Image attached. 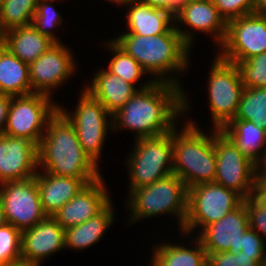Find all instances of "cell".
Here are the masks:
<instances>
[{
    "label": "cell",
    "instance_id": "cell-22",
    "mask_svg": "<svg viewBox=\"0 0 266 266\" xmlns=\"http://www.w3.org/2000/svg\"><path fill=\"white\" fill-rule=\"evenodd\" d=\"M127 6L125 21L128 31L122 34L160 35L174 25V16L165 10L153 8L140 0H134Z\"/></svg>",
    "mask_w": 266,
    "mask_h": 266
},
{
    "label": "cell",
    "instance_id": "cell-24",
    "mask_svg": "<svg viewBox=\"0 0 266 266\" xmlns=\"http://www.w3.org/2000/svg\"><path fill=\"white\" fill-rule=\"evenodd\" d=\"M2 45L26 63H31L55 44L49 37L40 34L33 25L18 27L1 35Z\"/></svg>",
    "mask_w": 266,
    "mask_h": 266
},
{
    "label": "cell",
    "instance_id": "cell-6",
    "mask_svg": "<svg viewBox=\"0 0 266 266\" xmlns=\"http://www.w3.org/2000/svg\"><path fill=\"white\" fill-rule=\"evenodd\" d=\"M127 156L128 193L173 174L172 130L157 137L139 138Z\"/></svg>",
    "mask_w": 266,
    "mask_h": 266
},
{
    "label": "cell",
    "instance_id": "cell-8",
    "mask_svg": "<svg viewBox=\"0 0 266 266\" xmlns=\"http://www.w3.org/2000/svg\"><path fill=\"white\" fill-rule=\"evenodd\" d=\"M242 202L243 198L235 191L215 182L190 187L187 217L181 233L190 237L191 232L199 227V232H195L197 236L206 226L219 221Z\"/></svg>",
    "mask_w": 266,
    "mask_h": 266
},
{
    "label": "cell",
    "instance_id": "cell-29",
    "mask_svg": "<svg viewBox=\"0 0 266 266\" xmlns=\"http://www.w3.org/2000/svg\"><path fill=\"white\" fill-rule=\"evenodd\" d=\"M106 49L110 50L113 54L110 60L107 70L122 78L126 82L134 85L136 87L139 83V79H143V75L148 74L144 71L141 65L129 54H127L123 49H121L112 39L104 42Z\"/></svg>",
    "mask_w": 266,
    "mask_h": 266
},
{
    "label": "cell",
    "instance_id": "cell-30",
    "mask_svg": "<svg viewBox=\"0 0 266 266\" xmlns=\"http://www.w3.org/2000/svg\"><path fill=\"white\" fill-rule=\"evenodd\" d=\"M233 119L250 121L266 130V88H244Z\"/></svg>",
    "mask_w": 266,
    "mask_h": 266
},
{
    "label": "cell",
    "instance_id": "cell-4",
    "mask_svg": "<svg viewBox=\"0 0 266 266\" xmlns=\"http://www.w3.org/2000/svg\"><path fill=\"white\" fill-rule=\"evenodd\" d=\"M184 124L183 128L176 125L172 129L173 174L180 177L188 189L197 184L214 182L216 153L213 130L208 135L191 120Z\"/></svg>",
    "mask_w": 266,
    "mask_h": 266
},
{
    "label": "cell",
    "instance_id": "cell-35",
    "mask_svg": "<svg viewBox=\"0 0 266 266\" xmlns=\"http://www.w3.org/2000/svg\"><path fill=\"white\" fill-rule=\"evenodd\" d=\"M243 202L247 210L250 228L263 238L266 236V203L253 195L243 199Z\"/></svg>",
    "mask_w": 266,
    "mask_h": 266
},
{
    "label": "cell",
    "instance_id": "cell-13",
    "mask_svg": "<svg viewBox=\"0 0 266 266\" xmlns=\"http://www.w3.org/2000/svg\"><path fill=\"white\" fill-rule=\"evenodd\" d=\"M0 200L6 222L20 231L35 226L47 217L35 176L27 180L1 183Z\"/></svg>",
    "mask_w": 266,
    "mask_h": 266
},
{
    "label": "cell",
    "instance_id": "cell-40",
    "mask_svg": "<svg viewBox=\"0 0 266 266\" xmlns=\"http://www.w3.org/2000/svg\"><path fill=\"white\" fill-rule=\"evenodd\" d=\"M10 101V95L0 93V135L3 134L5 128Z\"/></svg>",
    "mask_w": 266,
    "mask_h": 266
},
{
    "label": "cell",
    "instance_id": "cell-33",
    "mask_svg": "<svg viewBox=\"0 0 266 266\" xmlns=\"http://www.w3.org/2000/svg\"><path fill=\"white\" fill-rule=\"evenodd\" d=\"M22 231L12 224L0 226V265L21 260Z\"/></svg>",
    "mask_w": 266,
    "mask_h": 266
},
{
    "label": "cell",
    "instance_id": "cell-47",
    "mask_svg": "<svg viewBox=\"0 0 266 266\" xmlns=\"http://www.w3.org/2000/svg\"><path fill=\"white\" fill-rule=\"evenodd\" d=\"M2 3H3V0H0V9H1Z\"/></svg>",
    "mask_w": 266,
    "mask_h": 266
},
{
    "label": "cell",
    "instance_id": "cell-45",
    "mask_svg": "<svg viewBox=\"0 0 266 266\" xmlns=\"http://www.w3.org/2000/svg\"><path fill=\"white\" fill-rule=\"evenodd\" d=\"M260 266H266V250H264L263 257L261 258L260 261Z\"/></svg>",
    "mask_w": 266,
    "mask_h": 266
},
{
    "label": "cell",
    "instance_id": "cell-20",
    "mask_svg": "<svg viewBox=\"0 0 266 266\" xmlns=\"http://www.w3.org/2000/svg\"><path fill=\"white\" fill-rule=\"evenodd\" d=\"M140 84L141 87L126 82L122 78L110 73L107 69H100L95 73L91 84L84 85L92 97L99 100L107 111L113 115L138 91L149 87L154 80L148 79Z\"/></svg>",
    "mask_w": 266,
    "mask_h": 266
},
{
    "label": "cell",
    "instance_id": "cell-19",
    "mask_svg": "<svg viewBox=\"0 0 266 266\" xmlns=\"http://www.w3.org/2000/svg\"><path fill=\"white\" fill-rule=\"evenodd\" d=\"M190 27V30L210 34L219 48L224 42L227 32V22L220 15L213 0L189 2L180 5L174 16V24ZM182 23V24H181ZM192 28V29H191Z\"/></svg>",
    "mask_w": 266,
    "mask_h": 266
},
{
    "label": "cell",
    "instance_id": "cell-7",
    "mask_svg": "<svg viewBox=\"0 0 266 266\" xmlns=\"http://www.w3.org/2000/svg\"><path fill=\"white\" fill-rule=\"evenodd\" d=\"M79 101L72 112L59 105V111L74 126L83 151L99 166L108 129L112 131V115L103 104L86 90L79 93Z\"/></svg>",
    "mask_w": 266,
    "mask_h": 266
},
{
    "label": "cell",
    "instance_id": "cell-10",
    "mask_svg": "<svg viewBox=\"0 0 266 266\" xmlns=\"http://www.w3.org/2000/svg\"><path fill=\"white\" fill-rule=\"evenodd\" d=\"M215 57L208 73L207 92L212 127L221 130L235 117L245 87L237 65Z\"/></svg>",
    "mask_w": 266,
    "mask_h": 266
},
{
    "label": "cell",
    "instance_id": "cell-31",
    "mask_svg": "<svg viewBox=\"0 0 266 266\" xmlns=\"http://www.w3.org/2000/svg\"><path fill=\"white\" fill-rule=\"evenodd\" d=\"M60 0H39L33 15L32 25L42 35L49 37L55 43L62 41L53 32V28L62 26L63 18L52 3ZM61 25V26H60ZM60 40V41H59Z\"/></svg>",
    "mask_w": 266,
    "mask_h": 266
},
{
    "label": "cell",
    "instance_id": "cell-26",
    "mask_svg": "<svg viewBox=\"0 0 266 266\" xmlns=\"http://www.w3.org/2000/svg\"><path fill=\"white\" fill-rule=\"evenodd\" d=\"M194 239V240H193ZM191 248L182 243L163 242L153 247L151 266H207L208 255L201 241L192 237ZM171 243V244H170Z\"/></svg>",
    "mask_w": 266,
    "mask_h": 266
},
{
    "label": "cell",
    "instance_id": "cell-1",
    "mask_svg": "<svg viewBox=\"0 0 266 266\" xmlns=\"http://www.w3.org/2000/svg\"><path fill=\"white\" fill-rule=\"evenodd\" d=\"M182 88L156 81L146 89L138 90L112 115V131L131 130L136 133L135 140L170 132L178 124L177 120L191 110Z\"/></svg>",
    "mask_w": 266,
    "mask_h": 266
},
{
    "label": "cell",
    "instance_id": "cell-41",
    "mask_svg": "<svg viewBox=\"0 0 266 266\" xmlns=\"http://www.w3.org/2000/svg\"><path fill=\"white\" fill-rule=\"evenodd\" d=\"M254 13L266 16V0H254Z\"/></svg>",
    "mask_w": 266,
    "mask_h": 266
},
{
    "label": "cell",
    "instance_id": "cell-46",
    "mask_svg": "<svg viewBox=\"0 0 266 266\" xmlns=\"http://www.w3.org/2000/svg\"><path fill=\"white\" fill-rule=\"evenodd\" d=\"M179 1H180V5H183L189 2L205 1V0H179Z\"/></svg>",
    "mask_w": 266,
    "mask_h": 266
},
{
    "label": "cell",
    "instance_id": "cell-11",
    "mask_svg": "<svg viewBox=\"0 0 266 266\" xmlns=\"http://www.w3.org/2000/svg\"><path fill=\"white\" fill-rule=\"evenodd\" d=\"M213 140L216 153L214 182L235 191L243 199L253 195L256 164L221 130L213 128Z\"/></svg>",
    "mask_w": 266,
    "mask_h": 266
},
{
    "label": "cell",
    "instance_id": "cell-3",
    "mask_svg": "<svg viewBox=\"0 0 266 266\" xmlns=\"http://www.w3.org/2000/svg\"><path fill=\"white\" fill-rule=\"evenodd\" d=\"M38 168L72 178L102 177L99 166L83 151L74 126L59 110L48 121L38 145Z\"/></svg>",
    "mask_w": 266,
    "mask_h": 266
},
{
    "label": "cell",
    "instance_id": "cell-37",
    "mask_svg": "<svg viewBox=\"0 0 266 266\" xmlns=\"http://www.w3.org/2000/svg\"><path fill=\"white\" fill-rule=\"evenodd\" d=\"M249 228L242 236L241 251L248 256H263L266 240ZM265 242V243H264Z\"/></svg>",
    "mask_w": 266,
    "mask_h": 266
},
{
    "label": "cell",
    "instance_id": "cell-42",
    "mask_svg": "<svg viewBox=\"0 0 266 266\" xmlns=\"http://www.w3.org/2000/svg\"><path fill=\"white\" fill-rule=\"evenodd\" d=\"M109 2H111V3H115V4H118L119 6L121 5H123L122 7H127V5L128 4H130L132 1H134V0H108Z\"/></svg>",
    "mask_w": 266,
    "mask_h": 266
},
{
    "label": "cell",
    "instance_id": "cell-12",
    "mask_svg": "<svg viewBox=\"0 0 266 266\" xmlns=\"http://www.w3.org/2000/svg\"><path fill=\"white\" fill-rule=\"evenodd\" d=\"M217 55L236 64L266 52V16L247 14L227 22V32Z\"/></svg>",
    "mask_w": 266,
    "mask_h": 266
},
{
    "label": "cell",
    "instance_id": "cell-28",
    "mask_svg": "<svg viewBox=\"0 0 266 266\" xmlns=\"http://www.w3.org/2000/svg\"><path fill=\"white\" fill-rule=\"evenodd\" d=\"M39 0H3L0 9V36L8 30L32 25Z\"/></svg>",
    "mask_w": 266,
    "mask_h": 266
},
{
    "label": "cell",
    "instance_id": "cell-16",
    "mask_svg": "<svg viewBox=\"0 0 266 266\" xmlns=\"http://www.w3.org/2000/svg\"><path fill=\"white\" fill-rule=\"evenodd\" d=\"M38 169V146L34 142L0 135V184L30 179Z\"/></svg>",
    "mask_w": 266,
    "mask_h": 266
},
{
    "label": "cell",
    "instance_id": "cell-25",
    "mask_svg": "<svg viewBox=\"0 0 266 266\" xmlns=\"http://www.w3.org/2000/svg\"><path fill=\"white\" fill-rule=\"evenodd\" d=\"M111 201L99 214L91 219L65 229V249L84 250L100 241L110 226L115 213Z\"/></svg>",
    "mask_w": 266,
    "mask_h": 266
},
{
    "label": "cell",
    "instance_id": "cell-14",
    "mask_svg": "<svg viewBox=\"0 0 266 266\" xmlns=\"http://www.w3.org/2000/svg\"><path fill=\"white\" fill-rule=\"evenodd\" d=\"M73 57L72 51L62 42L55 43L39 58L29 63L32 93L53 96V91L63 86L76 73L77 62Z\"/></svg>",
    "mask_w": 266,
    "mask_h": 266
},
{
    "label": "cell",
    "instance_id": "cell-17",
    "mask_svg": "<svg viewBox=\"0 0 266 266\" xmlns=\"http://www.w3.org/2000/svg\"><path fill=\"white\" fill-rule=\"evenodd\" d=\"M109 195L105 181L100 177L88 183L53 218L63 229L79 225L99 214L112 201Z\"/></svg>",
    "mask_w": 266,
    "mask_h": 266
},
{
    "label": "cell",
    "instance_id": "cell-34",
    "mask_svg": "<svg viewBox=\"0 0 266 266\" xmlns=\"http://www.w3.org/2000/svg\"><path fill=\"white\" fill-rule=\"evenodd\" d=\"M263 256H248L242 251L233 252H216L208 255L207 266H260Z\"/></svg>",
    "mask_w": 266,
    "mask_h": 266
},
{
    "label": "cell",
    "instance_id": "cell-21",
    "mask_svg": "<svg viewBox=\"0 0 266 266\" xmlns=\"http://www.w3.org/2000/svg\"><path fill=\"white\" fill-rule=\"evenodd\" d=\"M44 213L53 215L88 183L98 178H72L39 171L35 175Z\"/></svg>",
    "mask_w": 266,
    "mask_h": 266
},
{
    "label": "cell",
    "instance_id": "cell-43",
    "mask_svg": "<svg viewBox=\"0 0 266 266\" xmlns=\"http://www.w3.org/2000/svg\"><path fill=\"white\" fill-rule=\"evenodd\" d=\"M6 223L7 222H6V219H5V216H4L3 206H2V203H1V200H0V226L5 225Z\"/></svg>",
    "mask_w": 266,
    "mask_h": 266
},
{
    "label": "cell",
    "instance_id": "cell-38",
    "mask_svg": "<svg viewBox=\"0 0 266 266\" xmlns=\"http://www.w3.org/2000/svg\"><path fill=\"white\" fill-rule=\"evenodd\" d=\"M253 196L266 203V164L256 165Z\"/></svg>",
    "mask_w": 266,
    "mask_h": 266
},
{
    "label": "cell",
    "instance_id": "cell-44",
    "mask_svg": "<svg viewBox=\"0 0 266 266\" xmlns=\"http://www.w3.org/2000/svg\"><path fill=\"white\" fill-rule=\"evenodd\" d=\"M0 266H32L29 263H25L22 260L18 261V262H14L11 264H6V265H0Z\"/></svg>",
    "mask_w": 266,
    "mask_h": 266
},
{
    "label": "cell",
    "instance_id": "cell-15",
    "mask_svg": "<svg viewBox=\"0 0 266 266\" xmlns=\"http://www.w3.org/2000/svg\"><path fill=\"white\" fill-rule=\"evenodd\" d=\"M250 228L244 202L219 221L206 226L196 237L207 255L241 251L242 236Z\"/></svg>",
    "mask_w": 266,
    "mask_h": 266
},
{
    "label": "cell",
    "instance_id": "cell-39",
    "mask_svg": "<svg viewBox=\"0 0 266 266\" xmlns=\"http://www.w3.org/2000/svg\"><path fill=\"white\" fill-rule=\"evenodd\" d=\"M149 6L157 9H162L175 16L180 8L179 0H140Z\"/></svg>",
    "mask_w": 266,
    "mask_h": 266
},
{
    "label": "cell",
    "instance_id": "cell-5",
    "mask_svg": "<svg viewBox=\"0 0 266 266\" xmlns=\"http://www.w3.org/2000/svg\"><path fill=\"white\" fill-rule=\"evenodd\" d=\"M128 194L125 206L130 211V225L144 218L171 214L178 219L179 230L182 232L188 211V187L176 174L133 189Z\"/></svg>",
    "mask_w": 266,
    "mask_h": 266
},
{
    "label": "cell",
    "instance_id": "cell-18",
    "mask_svg": "<svg viewBox=\"0 0 266 266\" xmlns=\"http://www.w3.org/2000/svg\"><path fill=\"white\" fill-rule=\"evenodd\" d=\"M65 249V229L47 216L35 226L22 231L21 260L41 266L45 258Z\"/></svg>",
    "mask_w": 266,
    "mask_h": 266
},
{
    "label": "cell",
    "instance_id": "cell-27",
    "mask_svg": "<svg viewBox=\"0 0 266 266\" xmlns=\"http://www.w3.org/2000/svg\"><path fill=\"white\" fill-rule=\"evenodd\" d=\"M0 93L10 96L32 93L29 66L0 45Z\"/></svg>",
    "mask_w": 266,
    "mask_h": 266
},
{
    "label": "cell",
    "instance_id": "cell-36",
    "mask_svg": "<svg viewBox=\"0 0 266 266\" xmlns=\"http://www.w3.org/2000/svg\"><path fill=\"white\" fill-rule=\"evenodd\" d=\"M226 22L254 13V0H213Z\"/></svg>",
    "mask_w": 266,
    "mask_h": 266
},
{
    "label": "cell",
    "instance_id": "cell-23",
    "mask_svg": "<svg viewBox=\"0 0 266 266\" xmlns=\"http://www.w3.org/2000/svg\"><path fill=\"white\" fill-rule=\"evenodd\" d=\"M221 131L254 164H266V130L250 121L232 119Z\"/></svg>",
    "mask_w": 266,
    "mask_h": 266
},
{
    "label": "cell",
    "instance_id": "cell-32",
    "mask_svg": "<svg viewBox=\"0 0 266 266\" xmlns=\"http://www.w3.org/2000/svg\"><path fill=\"white\" fill-rule=\"evenodd\" d=\"M236 65L245 88H266V52Z\"/></svg>",
    "mask_w": 266,
    "mask_h": 266
},
{
    "label": "cell",
    "instance_id": "cell-9",
    "mask_svg": "<svg viewBox=\"0 0 266 266\" xmlns=\"http://www.w3.org/2000/svg\"><path fill=\"white\" fill-rule=\"evenodd\" d=\"M58 110L59 105L44 94L11 96L3 134L25 138L38 146L48 121Z\"/></svg>",
    "mask_w": 266,
    "mask_h": 266
},
{
    "label": "cell",
    "instance_id": "cell-2",
    "mask_svg": "<svg viewBox=\"0 0 266 266\" xmlns=\"http://www.w3.org/2000/svg\"><path fill=\"white\" fill-rule=\"evenodd\" d=\"M194 34V31L182 30L180 25L174 24L165 34H120L111 39L132 56L148 76H153L154 82L182 87L177 74L184 73L189 68V55L195 42ZM171 72H175V75Z\"/></svg>",
    "mask_w": 266,
    "mask_h": 266
}]
</instances>
